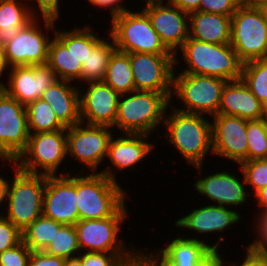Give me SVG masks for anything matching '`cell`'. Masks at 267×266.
<instances>
[{
    "label": "cell",
    "instance_id": "obj_1",
    "mask_svg": "<svg viewBox=\"0 0 267 266\" xmlns=\"http://www.w3.org/2000/svg\"><path fill=\"white\" fill-rule=\"evenodd\" d=\"M167 108L163 123L166 141L183 156L186 163L203 173L207 155L213 154L211 120L203 114L186 113ZM208 118V119H207Z\"/></svg>",
    "mask_w": 267,
    "mask_h": 266
},
{
    "label": "cell",
    "instance_id": "obj_2",
    "mask_svg": "<svg viewBox=\"0 0 267 266\" xmlns=\"http://www.w3.org/2000/svg\"><path fill=\"white\" fill-rule=\"evenodd\" d=\"M178 52L186 64L179 73L215 76L226 81L242 79L244 62L231 44L208 43L189 37L175 54V66H179Z\"/></svg>",
    "mask_w": 267,
    "mask_h": 266
},
{
    "label": "cell",
    "instance_id": "obj_3",
    "mask_svg": "<svg viewBox=\"0 0 267 266\" xmlns=\"http://www.w3.org/2000/svg\"><path fill=\"white\" fill-rule=\"evenodd\" d=\"M170 100L162 93L135 90L119 96L117 117L112 128L123 134L152 135L164 123Z\"/></svg>",
    "mask_w": 267,
    "mask_h": 266
},
{
    "label": "cell",
    "instance_id": "obj_4",
    "mask_svg": "<svg viewBox=\"0 0 267 266\" xmlns=\"http://www.w3.org/2000/svg\"><path fill=\"white\" fill-rule=\"evenodd\" d=\"M84 172L76 173L79 220L112 217L125 204L128 191L101 173Z\"/></svg>",
    "mask_w": 267,
    "mask_h": 266
},
{
    "label": "cell",
    "instance_id": "obj_5",
    "mask_svg": "<svg viewBox=\"0 0 267 266\" xmlns=\"http://www.w3.org/2000/svg\"><path fill=\"white\" fill-rule=\"evenodd\" d=\"M14 168L3 216L23 231L42 215L46 175L27 173L19 169L16 159H1Z\"/></svg>",
    "mask_w": 267,
    "mask_h": 266
},
{
    "label": "cell",
    "instance_id": "obj_6",
    "mask_svg": "<svg viewBox=\"0 0 267 266\" xmlns=\"http://www.w3.org/2000/svg\"><path fill=\"white\" fill-rule=\"evenodd\" d=\"M107 30L117 51L123 53L173 54L161 41L151 20L143 11H124L111 19Z\"/></svg>",
    "mask_w": 267,
    "mask_h": 266
},
{
    "label": "cell",
    "instance_id": "obj_7",
    "mask_svg": "<svg viewBox=\"0 0 267 266\" xmlns=\"http://www.w3.org/2000/svg\"><path fill=\"white\" fill-rule=\"evenodd\" d=\"M173 76L172 98L176 97L183 107L175 109L186 112L214 116L218 114L221 93L226 80L207 75L178 73Z\"/></svg>",
    "mask_w": 267,
    "mask_h": 266
},
{
    "label": "cell",
    "instance_id": "obj_8",
    "mask_svg": "<svg viewBox=\"0 0 267 266\" xmlns=\"http://www.w3.org/2000/svg\"><path fill=\"white\" fill-rule=\"evenodd\" d=\"M230 44L244 63L267 59V19L261 6L237 8L231 17Z\"/></svg>",
    "mask_w": 267,
    "mask_h": 266
},
{
    "label": "cell",
    "instance_id": "obj_9",
    "mask_svg": "<svg viewBox=\"0 0 267 266\" xmlns=\"http://www.w3.org/2000/svg\"><path fill=\"white\" fill-rule=\"evenodd\" d=\"M40 20L34 18L2 48L7 69L14 66L47 64L49 45L53 36L50 37L46 33H54L55 24L58 23L56 20L42 18L40 25Z\"/></svg>",
    "mask_w": 267,
    "mask_h": 266
},
{
    "label": "cell",
    "instance_id": "obj_10",
    "mask_svg": "<svg viewBox=\"0 0 267 266\" xmlns=\"http://www.w3.org/2000/svg\"><path fill=\"white\" fill-rule=\"evenodd\" d=\"M66 157V130H57L30 134L26 149L16 161L24 172L56 176Z\"/></svg>",
    "mask_w": 267,
    "mask_h": 266
},
{
    "label": "cell",
    "instance_id": "obj_11",
    "mask_svg": "<svg viewBox=\"0 0 267 266\" xmlns=\"http://www.w3.org/2000/svg\"><path fill=\"white\" fill-rule=\"evenodd\" d=\"M126 203L112 216L104 219L79 220L74 226L81 252H140L135 246H125L119 238L128 218ZM128 247V248H127Z\"/></svg>",
    "mask_w": 267,
    "mask_h": 266
},
{
    "label": "cell",
    "instance_id": "obj_12",
    "mask_svg": "<svg viewBox=\"0 0 267 266\" xmlns=\"http://www.w3.org/2000/svg\"><path fill=\"white\" fill-rule=\"evenodd\" d=\"M112 127L79 123L66 128L67 156L80 161L92 173L107 159Z\"/></svg>",
    "mask_w": 267,
    "mask_h": 266
},
{
    "label": "cell",
    "instance_id": "obj_13",
    "mask_svg": "<svg viewBox=\"0 0 267 266\" xmlns=\"http://www.w3.org/2000/svg\"><path fill=\"white\" fill-rule=\"evenodd\" d=\"M127 54L130 57L135 90L162 93L171 101L174 71L178 68L175 66V54Z\"/></svg>",
    "mask_w": 267,
    "mask_h": 266
},
{
    "label": "cell",
    "instance_id": "obj_14",
    "mask_svg": "<svg viewBox=\"0 0 267 266\" xmlns=\"http://www.w3.org/2000/svg\"><path fill=\"white\" fill-rule=\"evenodd\" d=\"M29 136L25 105L0 88V159H17Z\"/></svg>",
    "mask_w": 267,
    "mask_h": 266
},
{
    "label": "cell",
    "instance_id": "obj_15",
    "mask_svg": "<svg viewBox=\"0 0 267 266\" xmlns=\"http://www.w3.org/2000/svg\"><path fill=\"white\" fill-rule=\"evenodd\" d=\"M71 172L56 176L46 175L42 214L63 225H75L79 221L76 197V175Z\"/></svg>",
    "mask_w": 267,
    "mask_h": 266
},
{
    "label": "cell",
    "instance_id": "obj_16",
    "mask_svg": "<svg viewBox=\"0 0 267 266\" xmlns=\"http://www.w3.org/2000/svg\"><path fill=\"white\" fill-rule=\"evenodd\" d=\"M211 119L213 156L229 159L237 165L248 161L246 130L249 120L220 114Z\"/></svg>",
    "mask_w": 267,
    "mask_h": 266
},
{
    "label": "cell",
    "instance_id": "obj_17",
    "mask_svg": "<svg viewBox=\"0 0 267 266\" xmlns=\"http://www.w3.org/2000/svg\"><path fill=\"white\" fill-rule=\"evenodd\" d=\"M142 6L161 41L176 54L189 38V14L167 1L147 2Z\"/></svg>",
    "mask_w": 267,
    "mask_h": 266
},
{
    "label": "cell",
    "instance_id": "obj_18",
    "mask_svg": "<svg viewBox=\"0 0 267 266\" xmlns=\"http://www.w3.org/2000/svg\"><path fill=\"white\" fill-rule=\"evenodd\" d=\"M6 72L9 79L1 88L25 106L40 98L42 93L58 80L55 72L47 64L14 66Z\"/></svg>",
    "mask_w": 267,
    "mask_h": 266
},
{
    "label": "cell",
    "instance_id": "obj_19",
    "mask_svg": "<svg viewBox=\"0 0 267 266\" xmlns=\"http://www.w3.org/2000/svg\"><path fill=\"white\" fill-rule=\"evenodd\" d=\"M86 90L79 89L81 122L88 125H115L119 94L101 82L86 83ZM87 121V122H86Z\"/></svg>",
    "mask_w": 267,
    "mask_h": 266
},
{
    "label": "cell",
    "instance_id": "obj_20",
    "mask_svg": "<svg viewBox=\"0 0 267 266\" xmlns=\"http://www.w3.org/2000/svg\"><path fill=\"white\" fill-rule=\"evenodd\" d=\"M114 136L111 137L108 144L107 158L110 160L108 163L111 162L116 168L105 167V169L103 168L98 173L118 182L114 169L122 171L132 168L131 171L134 172L135 168L133 166L140 164L142 159L145 160V157L149 156L152 150H154L155 145L147 141L151 135L122 134L116 138Z\"/></svg>",
    "mask_w": 267,
    "mask_h": 266
},
{
    "label": "cell",
    "instance_id": "obj_21",
    "mask_svg": "<svg viewBox=\"0 0 267 266\" xmlns=\"http://www.w3.org/2000/svg\"><path fill=\"white\" fill-rule=\"evenodd\" d=\"M201 177L193 183L198 194L209 198L215 205H221L230 208L233 206H243L249 200V192L246 189L244 175L241 180L234 173L220 171L218 173L209 174Z\"/></svg>",
    "mask_w": 267,
    "mask_h": 266
},
{
    "label": "cell",
    "instance_id": "obj_22",
    "mask_svg": "<svg viewBox=\"0 0 267 266\" xmlns=\"http://www.w3.org/2000/svg\"><path fill=\"white\" fill-rule=\"evenodd\" d=\"M241 219V214L232 208L228 209V207L208 203L202 208L192 209L190 213L178 218L173 224L176 228L191 230L192 234L194 231L198 235L222 234L229 227L241 222Z\"/></svg>",
    "mask_w": 267,
    "mask_h": 266
},
{
    "label": "cell",
    "instance_id": "obj_23",
    "mask_svg": "<svg viewBox=\"0 0 267 266\" xmlns=\"http://www.w3.org/2000/svg\"><path fill=\"white\" fill-rule=\"evenodd\" d=\"M177 237L163 248H157L172 264H209L215 259L219 245L224 239L218 238L215 244H208L199 237Z\"/></svg>",
    "mask_w": 267,
    "mask_h": 266
},
{
    "label": "cell",
    "instance_id": "obj_24",
    "mask_svg": "<svg viewBox=\"0 0 267 266\" xmlns=\"http://www.w3.org/2000/svg\"><path fill=\"white\" fill-rule=\"evenodd\" d=\"M218 114L237 116L249 121L263 119L261 102L242 79L226 82Z\"/></svg>",
    "mask_w": 267,
    "mask_h": 266
},
{
    "label": "cell",
    "instance_id": "obj_25",
    "mask_svg": "<svg viewBox=\"0 0 267 266\" xmlns=\"http://www.w3.org/2000/svg\"><path fill=\"white\" fill-rule=\"evenodd\" d=\"M47 65L55 72L57 79L78 85L82 63L77 61L72 52V30L55 29L49 45Z\"/></svg>",
    "mask_w": 267,
    "mask_h": 266
},
{
    "label": "cell",
    "instance_id": "obj_26",
    "mask_svg": "<svg viewBox=\"0 0 267 266\" xmlns=\"http://www.w3.org/2000/svg\"><path fill=\"white\" fill-rule=\"evenodd\" d=\"M80 87L73 82L58 79L40 97L52 107L57 119L66 128L81 123Z\"/></svg>",
    "mask_w": 267,
    "mask_h": 266
},
{
    "label": "cell",
    "instance_id": "obj_27",
    "mask_svg": "<svg viewBox=\"0 0 267 266\" xmlns=\"http://www.w3.org/2000/svg\"><path fill=\"white\" fill-rule=\"evenodd\" d=\"M189 37L202 42L230 44L231 17L201 11L190 13Z\"/></svg>",
    "mask_w": 267,
    "mask_h": 266
},
{
    "label": "cell",
    "instance_id": "obj_28",
    "mask_svg": "<svg viewBox=\"0 0 267 266\" xmlns=\"http://www.w3.org/2000/svg\"><path fill=\"white\" fill-rule=\"evenodd\" d=\"M33 19L27 0H0V47L3 48Z\"/></svg>",
    "mask_w": 267,
    "mask_h": 266
},
{
    "label": "cell",
    "instance_id": "obj_29",
    "mask_svg": "<svg viewBox=\"0 0 267 266\" xmlns=\"http://www.w3.org/2000/svg\"><path fill=\"white\" fill-rule=\"evenodd\" d=\"M108 36L109 40L102 39L89 52L86 60L83 61L80 81L85 82V84L89 82H101L105 77L109 60L117 50L113 38L110 34Z\"/></svg>",
    "mask_w": 267,
    "mask_h": 266
},
{
    "label": "cell",
    "instance_id": "obj_30",
    "mask_svg": "<svg viewBox=\"0 0 267 266\" xmlns=\"http://www.w3.org/2000/svg\"><path fill=\"white\" fill-rule=\"evenodd\" d=\"M103 82L119 95L135 91L130 57L127 53L115 51L109 60Z\"/></svg>",
    "mask_w": 267,
    "mask_h": 266
},
{
    "label": "cell",
    "instance_id": "obj_31",
    "mask_svg": "<svg viewBox=\"0 0 267 266\" xmlns=\"http://www.w3.org/2000/svg\"><path fill=\"white\" fill-rule=\"evenodd\" d=\"M63 226L42 214L21 231L22 241L31 251H44Z\"/></svg>",
    "mask_w": 267,
    "mask_h": 266
},
{
    "label": "cell",
    "instance_id": "obj_32",
    "mask_svg": "<svg viewBox=\"0 0 267 266\" xmlns=\"http://www.w3.org/2000/svg\"><path fill=\"white\" fill-rule=\"evenodd\" d=\"M25 107L30 134L66 130V127L57 119L52 107L41 98L29 102Z\"/></svg>",
    "mask_w": 267,
    "mask_h": 266
},
{
    "label": "cell",
    "instance_id": "obj_33",
    "mask_svg": "<svg viewBox=\"0 0 267 266\" xmlns=\"http://www.w3.org/2000/svg\"><path fill=\"white\" fill-rule=\"evenodd\" d=\"M44 251L64 259L78 256L81 251L75 226L64 225L60 230H56L54 239Z\"/></svg>",
    "mask_w": 267,
    "mask_h": 266
},
{
    "label": "cell",
    "instance_id": "obj_34",
    "mask_svg": "<svg viewBox=\"0 0 267 266\" xmlns=\"http://www.w3.org/2000/svg\"><path fill=\"white\" fill-rule=\"evenodd\" d=\"M242 80L261 102L267 96V59L244 63Z\"/></svg>",
    "mask_w": 267,
    "mask_h": 266
},
{
    "label": "cell",
    "instance_id": "obj_35",
    "mask_svg": "<svg viewBox=\"0 0 267 266\" xmlns=\"http://www.w3.org/2000/svg\"><path fill=\"white\" fill-rule=\"evenodd\" d=\"M248 161L267 159V121L252 120L247 123Z\"/></svg>",
    "mask_w": 267,
    "mask_h": 266
},
{
    "label": "cell",
    "instance_id": "obj_36",
    "mask_svg": "<svg viewBox=\"0 0 267 266\" xmlns=\"http://www.w3.org/2000/svg\"><path fill=\"white\" fill-rule=\"evenodd\" d=\"M142 252H81L83 266H128Z\"/></svg>",
    "mask_w": 267,
    "mask_h": 266
},
{
    "label": "cell",
    "instance_id": "obj_37",
    "mask_svg": "<svg viewBox=\"0 0 267 266\" xmlns=\"http://www.w3.org/2000/svg\"><path fill=\"white\" fill-rule=\"evenodd\" d=\"M97 33V34H96ZM98 32L92 30V26L72 28V52L77 61L83 64V61L88 57L89 52L102 40Z\"/></svg>",
    "mask_w": 267,
    "mask_h": 266
},
{
    "label": "cell",
    "instance_id": "obj_38",
    "mask_svg": "<svg viewBox=\"0 0 267 266\" xmlns=\"http://www.w3.org/2000/svg\"><path fill=\"white\" fill-rule=\"evenodd\" d=\"M238 167L244 175L246 186L252 187V194L267 186V159L243 161Z\"/></svg>",
    "mask_w": 267,
    "mask_h": 266
},
{
    "label": "cell",
    "instance_id": "obj_39",
    "mask_svg": "<svg viewBox=\"0 0 267 266\" xmlns=\"http://www.w3.org/2000/svg\"><path fill=\"white\" fill-rule=\"evenodd\" d=\"M257 222L253 220L255 223L256 230L254 241L249 243L246 247L255 253H259L263 256L267 257V209H260V213H258V217L256 218Z\"/></svg>",
    "mask_w": 267,
    "mask_h": 266
},
{
    "label": "cell",
    "instance_id": "obj_40",
    "mask_svg": "<svg viewBox=\"0 0 267 266\" xmlns=\"http://www.w3.org/2000/svg\"><path fill=\"white\" fill-rule=\"evenodd\" d=\"M32 251L21 240L12 248L0 253L1 266H28Z\"/></svg>",
    "mask_w": 267,
    "mask_h": 266
},
{
    "label": "cell",
    "instance_id": "obj_41",
    "mask_svg": "<svg viewBox=\"0 0 267 266\" xmlns=\"http://www.w3.org/2000/svg\"><path fill=\"white\" fill-rule=\"evenodd\" d=\"M1 213V212H0ZM22 240L21 231L3 214H0V253L12 248Z\"/></svg>",
    "mask_w": 267,
    "mask_h": 266
},
{
    "label": "cell",
    "instance_id": "obj_42",
    "mask_svg": "<svg viewBox=\"0 0 267 266\" xmlns=\"http://www.w3.org/2000/svg\"><path fill=\"white\" fill-rule=\"evenodd\" d=\"M30 1V2H29ZM34 1V2H33ZM32 4H36L34 7ZM36 2V3H35ZM29 10L34 18H47L56 20L60 17V0H27ZM36 7H38L36 9ZM40 12V13H39ZM40 14V15H39ZM40 17H39V16Z\"/></svg>",
    "mask_w": 267,
    "mask_h": 266
},
{
    "label": "cell",
    "instance_id": "obj_43",
    "mask_svg": "<svg viewBox=\"0 0 267 266\" xmlns=\"http://www.w3.org/2000/svg\"><path fill=\"white\" fill-rule=\"evenodd\" d=\"M240 5L239 0H200L198 11L232 17Z\"/></svg>",
    "mask_w": 267,
    "mask_h": 266
},
{
    "label": "cell",
    "instance_id": "obj_44",
    "mask_svg": "<svg viewBox=\"0 0 267 266\" xmlns=\"http://www.w3.org/2000/svg\"><path fill=\"white\" fill-rule=\"evenodd\" d=\"M246 252L245 254V258L242 259L244 260L243 262H240L241 265H238L237 262H229L228 260L227 261H224L223 258H222V254H219V251L216 252L215 254V259L220 263L221 266H225V265H231V266H267V257L266 256H263L259 253H255L253 251H250L247 247L245 249ZM231 263V264H230Z\"/></svg>",
    "mask_w": 267,
    "mask_h": 266
},
{
    "label": "cell",
    "instance_id": "obj_45",
    "mask_svg": "<svg viewBox=\"0 0 267 266\" xmlns=\"http://www.w3.org/2000/svg\"><path fill=\"white\" fill-rule=\"evenodd\" d=\"M65 259L45 251H32L28 266H64Z\"/></svg>",
    "mask_w": 267,
    "mask_h": 266
},
{
    "label": "cell",
    "instance_id": "obj_46",
    "mask_svg": "<svg viewBox=\"0 0 267 266\" xmlns=\"http://www.w3.org/2000/svg\"><path fill=\"white\" fill-rule=\"evenodd\" d=\"M90 4L94 5L95 7L105 8L110 10L111 19L121 14L124 11H128V9L121 3H124V0H88Z\"/></svg>",
    "mask_w": 267,
    "mask_h": 266
},
{
    "label": "cell",
    "instance_id": "obj_47",
    "mask_svg": "<svg viewBox=\"0 0 267 266\" xmlns=\"http://www.w3.org/2000/svg\"><path fill=\"white\" fill-rule=\"evenodd\" d=\"M155 252L145 253L144 255L155 266H207L208 264H172L158 249Z\"/></svg>",
    "mask_w": 267,
    "mask_h": 266
},
{
    "label": "cell",
    "instance_id": "obj_48",
    "mask_svg": "<svg viewBox=\"0 0 267 266\" xmlns=\"http://www.w3.org/2000/svg\"><path fill=\"white\" fill-rule=\"evenodd\" d=\"M167 2L190 14L198 11L200 0H167Z\"/></svg>",
    "mask_w": 267,
    "mask_h": 266
},
{
    "label": "cell",
    "instance_id": "obj_49",
    "mask_svg": "<svg viewBox=\"0 0 267 266\" xmlns=\"http://www.w3.org/2000/svg\"><path fill=\"white\" fill-rule=\"evenodd\" d=\"M10 181L0 174V206L7 201ZM1 209V208H0Z\"/></svg>",
    "mask_w": 267,
    "mask_h": 266
},
{
    "label": "cell",
    "instance_id": "obj_50",
    "mask_svg": "<svg viewBox=\"0 0 267 266\" xmlns=\"http://www.w3.org/2000/svg\"><path fill=\"white\" fill-rule=\"evenodd\" d=\"M253 196H255L258 209H267V186L257 191Z\"/></svg>",
    "mask_w": 267,
    "mask_h": 266
},
{
    "label": "cell",
    "instance_id": "obj_51",
    "mask_svg": "<svg viewBox=\"0 0 267 266\" xmlns=\"http://www.w3.org/2000/svg\"><path fill=\"white\" fill-rule=\"evenodd\" d=\"M128 266H155L142 252L134 261Z\"/></svg>",
    "mask_w": 267,
    "mask_h": 266
},
{
    "label": "cell",
    "instance_id": "obj_52",
    "mask_svg": "<svg viewBox=\"0 0 267 266\" xmlns=\"http://www.w3.org/2000/svg\"><path fill=\"white\" fill-rule=\"evenodd\" d=\"M64 266H83L79 256L65 259Z\"/></svg>",
    "mask_w": 267,
    "mask_h": 266
},
{
    "label": "cell",
    "instance_id": "obj_53",
    "mask_svg": "<svg viewBox=\"0 0 267 266\" xmlns=\"http://www.w3.org/2000/svg\"><path fill=\"white\" fill-rule=\"evenodd\" d=\"M5 71H7V67L4 63L2 48L0 47V88L4 85V82L1 80V77L4 73H6Z\"/></svg>",
    "mask_w": 267,
    "mask_h": 266
},
{
    "label": "cell",
    "instance_id": "obj_54",
    "mask_svg": "<svg viewBox=\"0 0 267 266\" xmlns=\"http://www.w3.org/2000/svg\"><path fill=\"white\" fill-rule=\"evenodd\" d=\"M242 5L247 6H261L263 3L267 2V0H239Z\"/></svg>",
    "mask_w": 267,
    "mask_h": 266
},
{
    "label": "cell",
    "instance_id": "obj_55",
    "mask_svg": "<svg viewBox=\"0 0 267 266\" xmlns=\"http://www.w3.org/2000/svg\"><path fill=\"white\" fill-rule=\"evenodd\" d=\"M261 111L263 119L267 121V96L261 101Z\"/></svg>",
    "mask_w": 267,
    "mask_h": 266
},
{
    "label": "cell",
    "instance_id": "obj_56",
    "mask_svg": "<svg viewBox=\"0 0 267 266\" xmlns=\"http://www.w3.org/2000/svg\"><path fill=\"white\" fill-rule=\"evenodd\" d=\"M261 8L263 9L265 16H266V19H267V2L263 3L261 5Z\"/></svg>",
    "mask_w": 267,
    "mask_h": 266
},
{
    "label": "cell",
    "instance_id": "obj_57",
    "mask_svg": "<svg viewBox=\"0 0 267 266\" xmlns=\"http://www.w3.org/2000/svg\"><path fill=\"white\" fill-rule=\"evenodd\" d=\"M207 266H221L220 263L214 259L211 263H209Z\"/></svg>",
    "mask_w": 267,
    "mask_h": 266
},
{
    "label": "cell",
    "instance_id": "obj_58",
    "mask_svg": "<svg viewBox=\"0 0 267 266\" xmlns=\"http://www.w3.org/2000/svg\"><path fill=\"white\" fill-rule=\"evenodd\" d=\"M143 1H146L147 2H155V0H143Z\"/></svg>",
    "mask_w": 267,
    "mask_h": 266
}]
</instances>
